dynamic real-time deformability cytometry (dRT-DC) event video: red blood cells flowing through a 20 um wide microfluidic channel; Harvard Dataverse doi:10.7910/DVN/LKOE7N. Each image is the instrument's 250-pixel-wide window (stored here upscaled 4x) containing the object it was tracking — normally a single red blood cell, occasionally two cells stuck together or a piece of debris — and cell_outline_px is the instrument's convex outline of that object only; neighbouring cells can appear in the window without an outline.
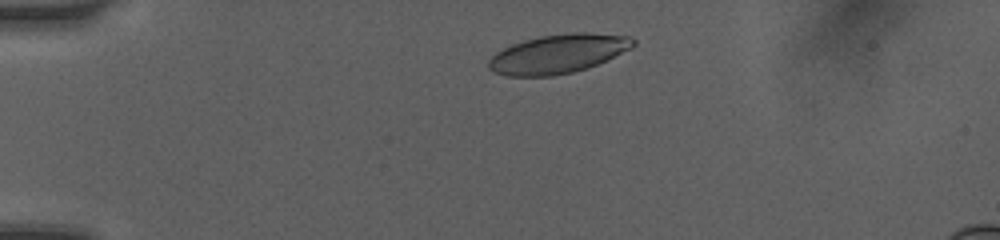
{"species": "human", "species_latin": "Homo sapiens", "temperature_condition": "room temperature", "stored_images_in_passage": 5, "camera_frame_rate_fps": 3000, "um_per_image_px": 0.085, "donor": {"sex": "female"}, "frame": {"image": 1, "passage_image": 2, "time_ms": 0.667, "image_size_px": [1000, 240], "cell_outline_px": [[636, 44], [632, 48], [588, 68], [572, 72], [552, 76], [508, 76], [496, 72], [488, 68], [488, 60], [496, 52], [512, 44], [524, 40], [540, 36], [572, 32], [584, 32], [632, 36], [636, 40]], "centroid_in_image_um": [47.46, 4.56], "position_along_channel_um": 37.5, "area_um2": 32.83}}
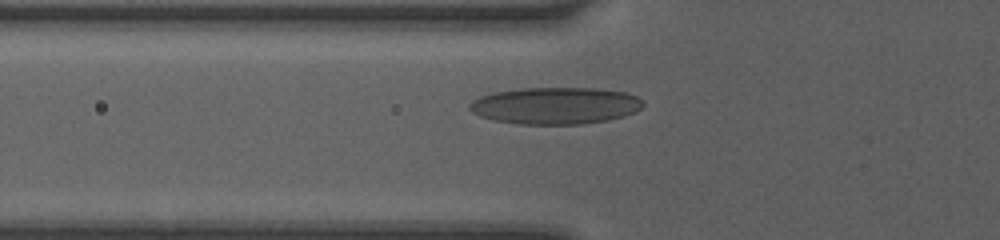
{"frame": {"image": 2, "passage_image": 5, "time_ms": 3.0, "image_size_px": [1000, 240], "cell_outline_px": [[644, 104], [636, 112], [624, 116], [608, 120], [584, 124], [520, 124], [492, 120], [480, 116], [472, 112], [468, 108], [468, 104], [472, 100], [480, 96], [496, 92], [524, 88], [596, 88], [624, 92], [636, 96]], "centroid_in_image_um": [47.19, 8.98], "position_along_channel_um": 78.6, "area_um2": 37.34}}